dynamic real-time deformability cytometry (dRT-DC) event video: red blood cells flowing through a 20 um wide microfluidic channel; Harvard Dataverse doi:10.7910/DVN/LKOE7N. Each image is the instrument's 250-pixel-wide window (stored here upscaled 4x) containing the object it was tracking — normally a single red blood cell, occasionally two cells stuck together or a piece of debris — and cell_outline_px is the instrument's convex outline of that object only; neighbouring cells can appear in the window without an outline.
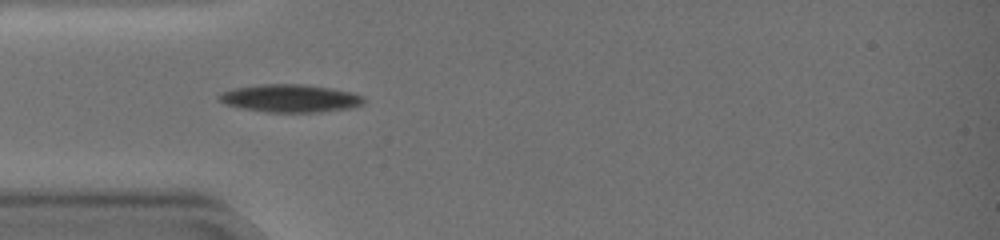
{"species": "common noctule bat (a hibernating species)", "species_latin": "Nyctalus noctula", "temperature_condition": "warm", "stored_images_in_passage": 35, "camera_frame_rate_fps": 3000, "um_per_image_px": 0.085, "animal": {"sex": "female", "body_mass_g": 19.0, "forearm_length_mm": 51.5}, "frame": {"image": 1, "passage_image": 1, "time_ms": 0.0, "image_size_px": [1000, 240], "cell_outline_px": [[364, 104], [352, 108], [320, 112], [264, 112], [240, 108], [224, 104], [216, 96], [220, 92], [236, 88], [264, 84], [300, 84], [328, 88], [352, 92], [364, 96]], "centroid_in_image_um": [24.66, 8.37], "position_along_channel_um": 60.3, "area_um2": 23.52}}
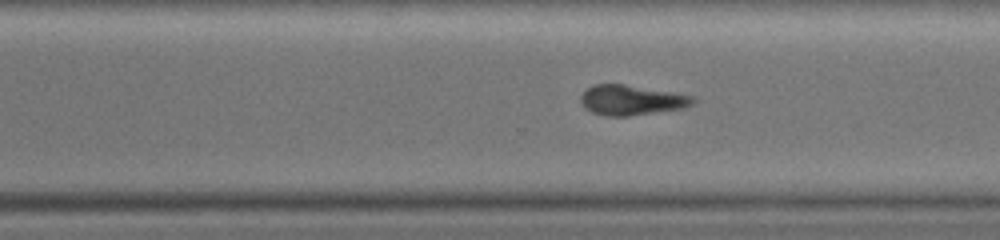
{"frame": {"image": 2, "passage_image": 23, "time_ms": 7.333, "image_size_px": [1000, 240], "cell_outline_px": [[696, 104], [684, 108], [628, 116], [604, 116], [592, 112], [584, 108], [580, 100], [580, 96], [592, 84], [624, 84], [676, 92], [696, 96]], "centroid_in_image_um": [53.73, 8.5], "position_along_channel_um": 316.9, "area_um2": 20.0}}
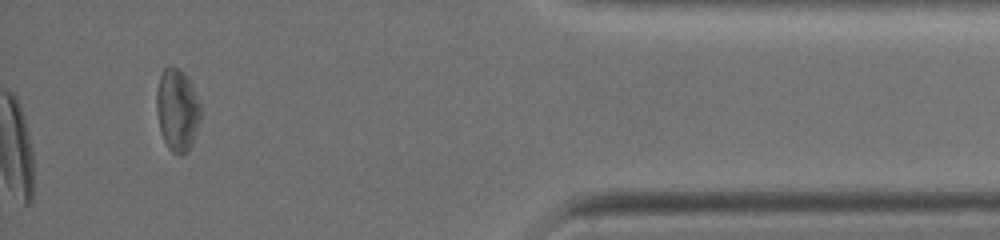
{"frame": {"image": 3, "passage_image": 35, "time_ms": 11.333, "image_size_px": [1000, 240], "cell_outline_px": [[200, 120], [192, 144], [188, 152], [180, 156], [176, 156], [168, 148], [160, 132], [156, 112], [156, 92], [160, 76], [164, 68], [168, 64], [172, 64], [180, 68], [184, 72], [192, 84], [200, 104]], "centroid_in_image_um": [15.05, 9.34], "position_along_channel_um": 420.1, "area_um2": 21.68}, "authors_computed_cell_mechanics": {"area_um2": 22.0218, "velocity_mm_per_s": 3.5167, "shape_relaxation_time_tau1_ms": 4.5985, "shape_relaxation_time_tau2_ms": null, "deformation_change_tau1": 0.1135, "deformation_change_tau2": null}}